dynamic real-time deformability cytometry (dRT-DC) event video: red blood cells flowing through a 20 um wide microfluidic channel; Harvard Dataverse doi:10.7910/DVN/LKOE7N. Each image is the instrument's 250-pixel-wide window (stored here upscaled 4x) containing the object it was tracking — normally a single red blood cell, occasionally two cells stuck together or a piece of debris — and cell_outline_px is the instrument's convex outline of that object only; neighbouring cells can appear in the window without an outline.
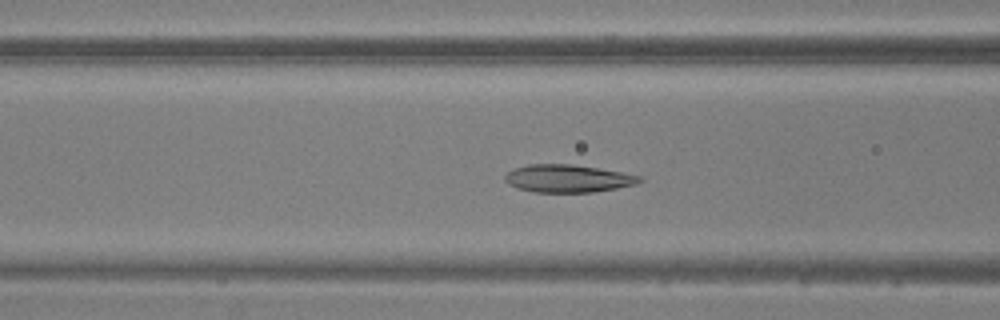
{"species": "common noctule bat (a hibernating species)", "species_latin": "Nyctalus noctula", "temperature_condition": "warm", "stored_images_in_passage": 51, "camera_frame_rate_fps": 3000, "um_per_image_px": 0.085, "animal": {"sex": "male", "body_mass_g": 20.5, "forearm_length_mm": 52.5}, "frame": {"image": 1, "passage_image": 20, "time_ms": 6.333, "image_size_px": [1000, 320], "cell_outline_px": [[644, 180], [636, 184], [616, 188], [592, 192], [536, 192], [520, 188], [508, 184], [504, 180], [504, 176], [508, 172], [516, 168], [528, 164], [572, 164], [644, 176]], "centroid_in_image_um": [48.29, 15.17], "position_along_channel_um": 118.3, "area_um2": 21.56}}
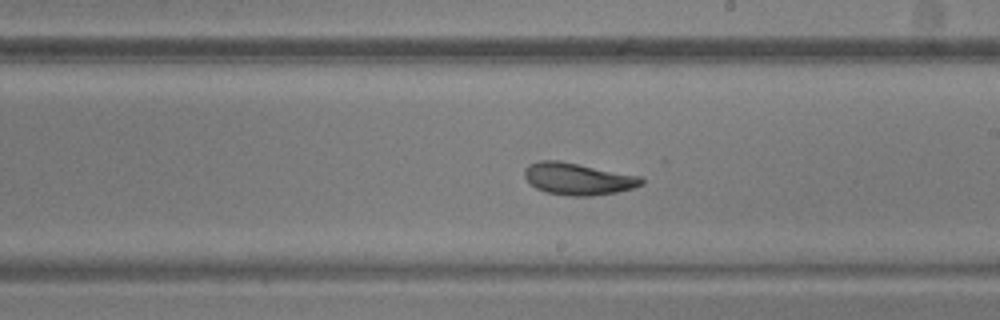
{"frame": {"image": 2, "passage_image": 29, "time_ms": 9.333, "image_size_px": [1000, 320], "cell_outline_px": [[644, 184], [632, 188], [616, 192], [592, 196], [568, 196], [544, 192], [536, 188], [524, 176], [524, 168], [528, 164], [540, 160], [560, 160], [640, 176], [644, 180]], "centroid_in_image_um": [49.11, 15.2], "position_along_channel_um": 239.9, "area_um2": 21.91}}
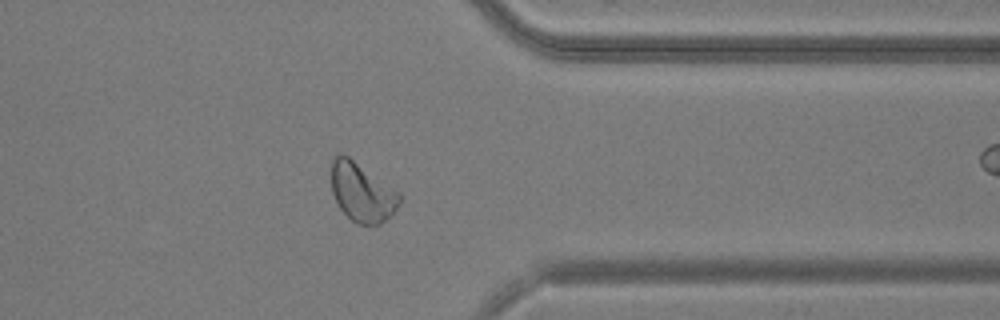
{"frame": {"image": 3, "passage_image": 40, "time_ms": 13.0, "image_size_px": [1000, 320], "cell_outline_px": [[400, 200], [396, 208], [380, 224], [356, 224], [340, 208], [332, 192], [332, 156], [340, 152], [348, 156], [400, 192]], "centroid_in_image_um": [30.75, 16.31], "position_along_channel_um": 380.7, "area_um2": 23.06}}